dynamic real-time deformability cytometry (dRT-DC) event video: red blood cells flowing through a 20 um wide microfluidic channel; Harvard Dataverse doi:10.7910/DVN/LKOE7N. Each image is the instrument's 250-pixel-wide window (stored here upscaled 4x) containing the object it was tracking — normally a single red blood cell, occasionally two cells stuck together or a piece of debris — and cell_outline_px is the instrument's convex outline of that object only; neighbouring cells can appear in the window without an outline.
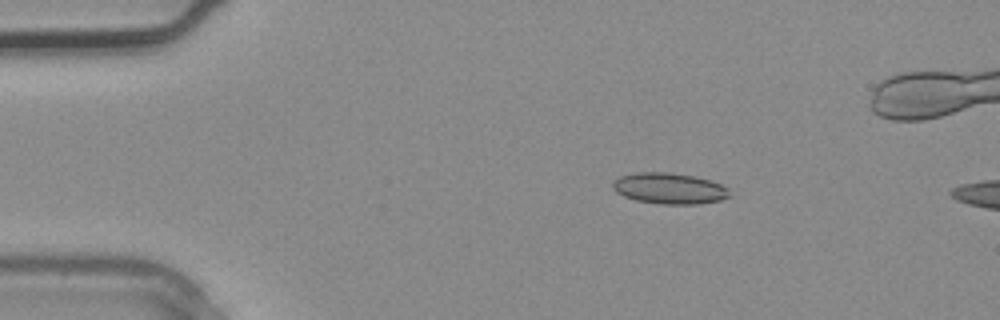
{"species": "common noctule bat (a hibernating species)", "species_latin": "Nyctalus noctula", "temperature_condition": "warm", "stored_images_in_passage": 3, "camera_frame_rate_fps": 3000, "um_per_image_px": 0.085, "animal": {"sex": "male", "body_mass_g": 20.4}, "frame": {"image": 1, "passage_image": 2, "time_ms": 0.333, "image_size_px": [1000, 320], "cell_outline_px": [[732, 196], [720, 200], [696, 204], [660, 204], [636, 200], [624, 196], [616, 192], [612, 188], [612, 180], [620, 176], [636, 172], [668, 172], [692, 176], [712, 180], [728, 188]], "centroid_in_image_um": [56.88, 16.01], "position_along_channel_um": 28.1, "area_um2": 21.27}}